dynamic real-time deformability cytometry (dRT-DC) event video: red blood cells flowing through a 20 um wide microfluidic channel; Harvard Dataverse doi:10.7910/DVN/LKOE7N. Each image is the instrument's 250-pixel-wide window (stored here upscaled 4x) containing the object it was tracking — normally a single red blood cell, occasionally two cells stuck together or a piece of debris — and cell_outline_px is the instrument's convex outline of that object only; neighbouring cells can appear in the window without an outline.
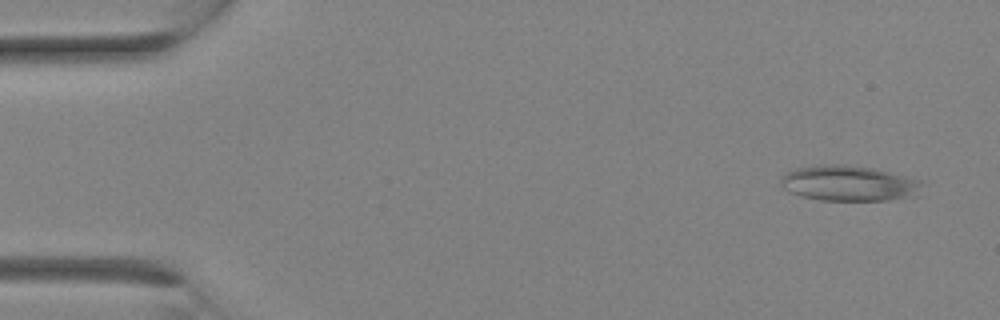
{"species": "Egyptian fruit bat (a non-hibernating species)", "species_latin": "Rousettus aegyptiacus", "temperature_condition": "room temperature", "stored_images_in_passage": 14, "camera_frame_rate_fps": 3000, "um_per_image_px": 0.085, "animal": {"sex": "female"}, "frame": {"image": 1, "passage_image": 2, "time_ms": 0.333, "image_size_px": [1000, 320], "cell_outline_px": [[920, 196], [888, 200], [820, 200], [800, 196], [788, 192], [780, 184], [780, 180], [788, 172], [796, 168], [820, 164], [844, 164], [872, 168], [920, 180]], "centroid_in_image_um": [72.14, 15.59], "position_along_channel_um": 12.9, "area_um2": 29.19}}
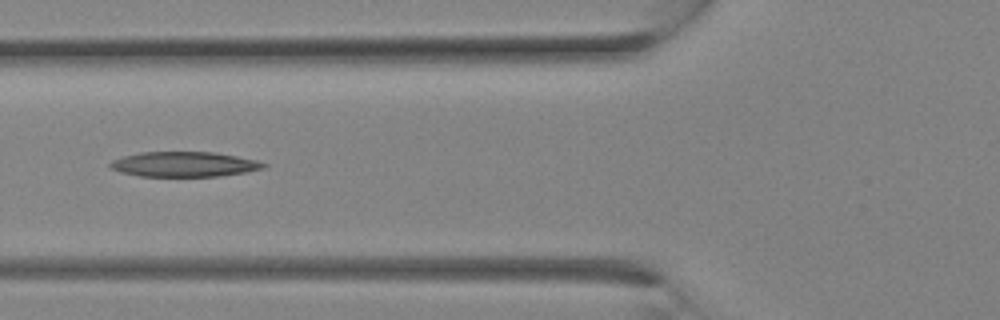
{"frame": {"image": 2, "passage_image": 11, "time_ms": 3.333, "image_size_px": [1000, 320], "cell_outline_px": [[268, 164], [264, 168], [244, 172], [220, 176], [140, 176], [120, 172], [112, 168], [108, 164], [112, 160], [124, 156], [140, 152], [212, 152], [236, 156], [256, 160]], "centroid_in_image_um": [15.64, 13.96], "position_along_channel_um": 110.2, "area_um2": 22.2}}
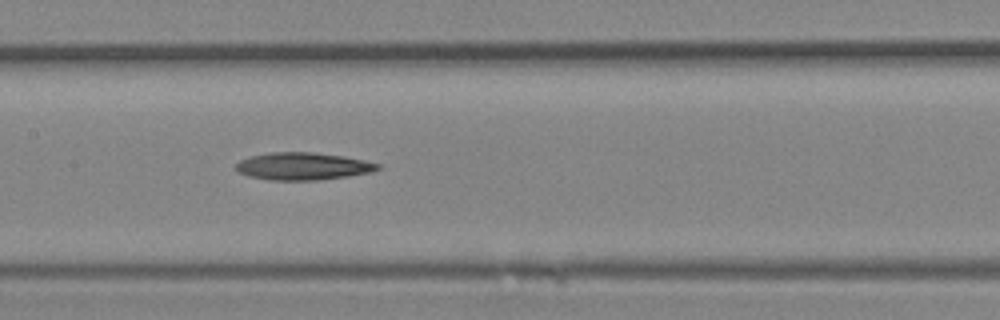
{"frame": {"image": 3, "passage_image": 14, "time_ms": 4.333, "image_size_px": [1000, 320], "cell_outline_px": [[384, 164], [380, 168], [372, 172], [348, 176], [316, 180], [268, 180], [248, 176], [240, 172], [236, 168], [236, 164], [240, 160], [252, 156], [272, 152], [312, 152], [344, 156]], "centroid_in_image_um": [25.8, 14.13], "position_along_channel_um": 181.6, "area_um2": 22.66}}